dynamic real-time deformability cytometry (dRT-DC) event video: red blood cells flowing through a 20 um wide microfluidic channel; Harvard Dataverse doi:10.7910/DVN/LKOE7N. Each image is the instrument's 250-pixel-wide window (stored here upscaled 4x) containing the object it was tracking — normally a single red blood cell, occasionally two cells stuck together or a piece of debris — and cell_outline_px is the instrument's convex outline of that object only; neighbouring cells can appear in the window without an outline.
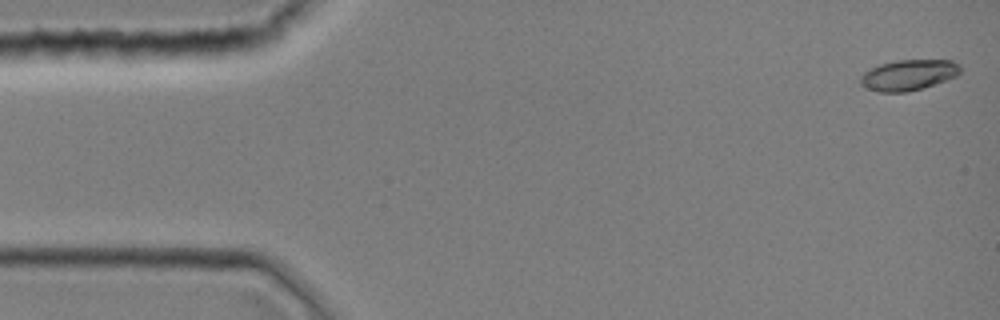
{"species": "common noctule bat (a hibernating species)", "species_latin": "Nyctalus noctula", "temperature_condition": "room temperature", "stored_images_in_passage": 44, "camera_frame_rate_fps": 3000, "um_per_image_px": 0.085, "animal": {"sex": "female", "body_mass_g": 19.0, "forearm_length_mm": 51.5}, "frame": {"image": 1, "passage_image": 1, "time_ms": 0.0, "image_size_px": [1000, 320], "cell_outline_px": [[960, 72], [956, 76], [908, 92], [876, 92], [864, 88], [860, 84], [860, 76], [868, 68], [880, 64], [896, 60], [952, 60], [960, 64]], "centroid_in_image_um": [77.16, 6.37], "position_along_channel_um": 7.8, "area_um2": 17.92}}
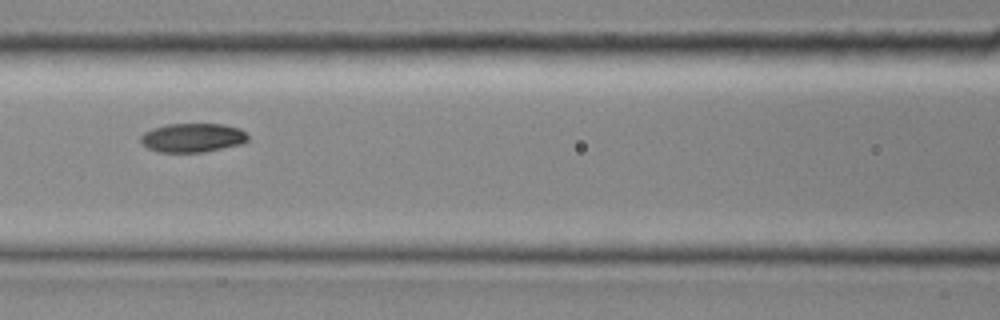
{"frame": {"image": 2, "passage_image": 19, "time_ms": 6.0, "image_size_px": [1000, 320], "cell_outline_px": [[248, 140], [244, 144], [204, 152], [156, 152], [140, 144], [140, 136], [144, 132], [152, 128], [168, 124], [224, 124], [240, 128], [248, 136]], "centroid_in_image_um": [16.36, 11.71], "position_along_channel_um": 150.2, "area_um2": 18.38}}
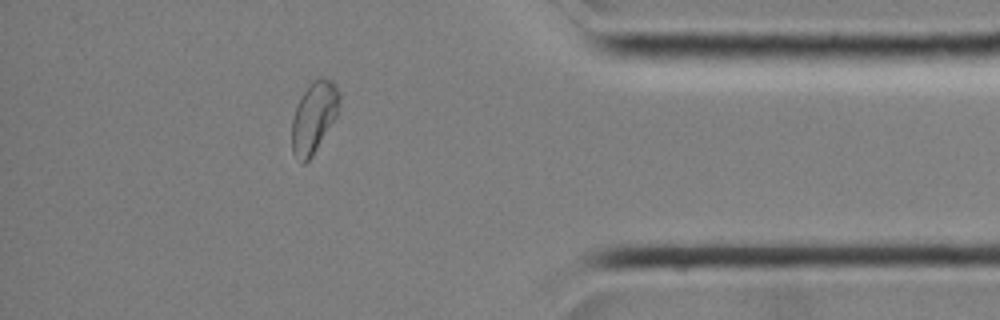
{"frame": {"image": 3, "passage_image": 38, "time_ms": 12.333, "image_size_px": [1000, 320], "cell_outline_px": [[340, 100], [336, 116], [312, 156], [304, 164], [300, 164], [292, 152], [292, 120], [296, 108], [308, 84], [312, 80], [324, 76], [332, 80], [336, 84], [340, 92]], "centroid_in_image_um": [26.69, 9.94], "position_along_channel_um": 408.5, "area_um2": 19.65}}